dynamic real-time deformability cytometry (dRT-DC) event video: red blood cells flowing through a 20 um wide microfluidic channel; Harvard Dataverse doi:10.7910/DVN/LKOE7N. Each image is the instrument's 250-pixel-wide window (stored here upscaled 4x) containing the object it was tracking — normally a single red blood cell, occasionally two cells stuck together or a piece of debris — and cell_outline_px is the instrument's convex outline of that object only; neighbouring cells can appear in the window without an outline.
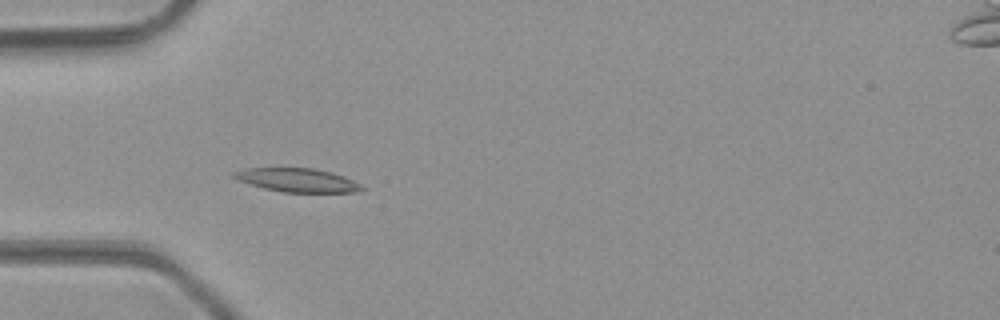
{"species": "common noctule bat (a hibernating species)", "species_latin": "Nyctalus noctula", "temperature_condition": "room temperature", "stored_images_in_passage": 34, "camera_frame_rate_fps": 3000, "um_per_image_px": 0.085, "animal": {"sex": "male", "body_mass_g": 23.1, "forearm_length_mm": 52.7}, "frame": {"image": 1, "passage_image": 1, "time_ms": 0.0, "image_size_px": [1000, 320], "cell_outline_px": [[364, 188], [360, 192], [284, 192], [264, 188], [240, 180], [232, 176], [232, 172], [244, 168], [312, 168], [332, 172], [344, 176], [360, 184]], "centroid_in_image_um": [25.3, 15.3], "position_along_channel_um": 59.7, "area_um2": 17.46}}
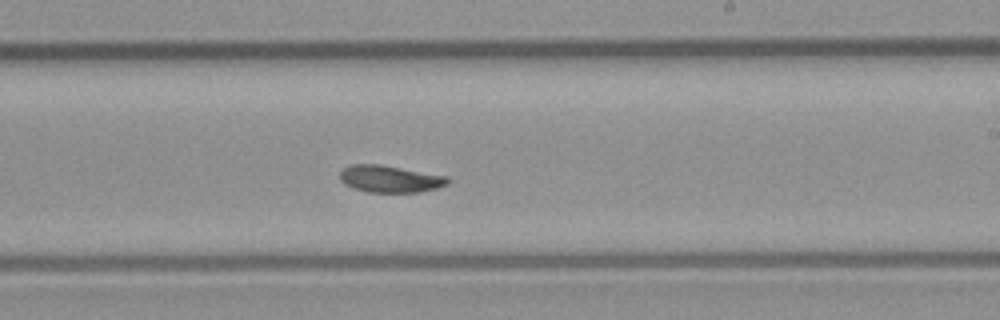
{"frame": {"image": 2, "passage_image": 15, "time_ms": 4.667, "image_size_px": [1000, 320], "cell_outline_px": [[448, 184], [436, 188], [420, 192], [368, 192], [352, 188], [344, 184], [340, 180], [340, 172], [344, 168], [352, 164], [380, 164], [448, 176]], "centroid_in_image_um": [33.13, 15.2], "position_along_channel_um": 255.9, "area_um2": 16.99}}
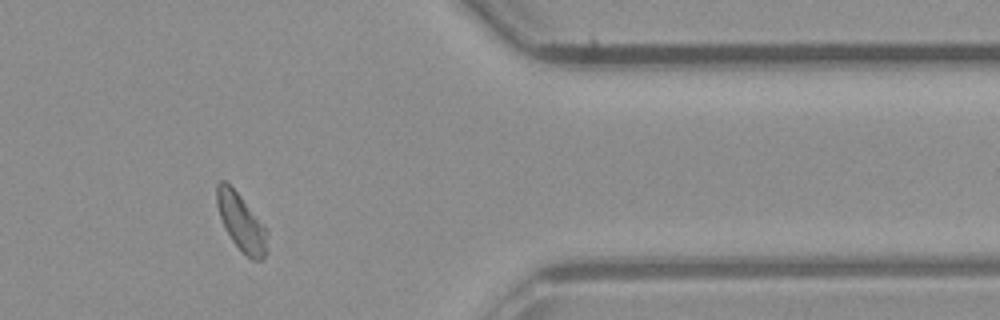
{"frame": {"image": 3, "passage_image": 26, "time_ms": 8.333, "image_size_px": [1000, 320], "cell_outline_px": [[268, 248], [264, 256], [260, 260], [252, 260], [232, 240], [224, 228], [216, 204], [216, 184], [220, 180], [224, 180], [240, 196], [264, 224], [268, 232]], "centroid_in_image_um": [20.52, 18.89], "position_along_channel_um": 390.9, "area_um2": 16.7}, "authors_computed_cell_mechanics": {"area_um2": 17.0221, "velocity_mm_per_s": 4.2826, "shape_relaxation_time_tau1_ms": 3.2643, "shape_relaxation_time_tau2_ms": 6.4507, "deformation_change_tau1": 0.0953, "deformation_change_tau2": 0.0894}}